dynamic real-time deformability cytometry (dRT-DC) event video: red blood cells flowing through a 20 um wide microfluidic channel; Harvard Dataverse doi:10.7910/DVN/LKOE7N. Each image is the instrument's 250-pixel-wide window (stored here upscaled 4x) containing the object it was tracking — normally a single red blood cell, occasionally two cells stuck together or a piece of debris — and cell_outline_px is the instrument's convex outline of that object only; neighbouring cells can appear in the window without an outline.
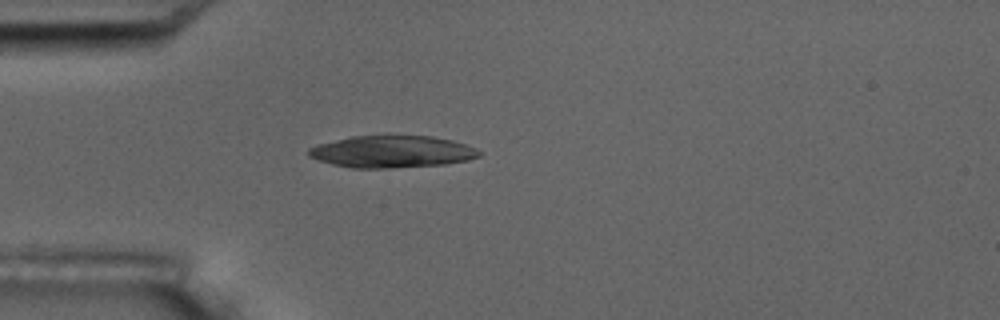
{"species": "common noctule bat (a hibernating species)", "species_latin": "Nyctalus noctula", "temperature_condition": "room temperature", "stored_images_in_passage": 1, "camera_frame_rate_fps": 3000, "um_per_image_px": 0.085, "animal": {"sex": "male", "body_mass_g": 17.5, "forearm_length_mm": 52.3}, "frame": {"image": 1, "passage_image": 1, "time_ms": 0.0, "image_size_px": [1000, 320], "cell_outline_px": [[484, 152], [480, 156], [468, 160], [444, 164], [388, 168], [352, 168], [332, 164], [316, 160], [308, 156], [308, 148], [316, 144], [352, 136], [432, 136], [452, 140], [476, 148]], "centroid_in_image_um": [33.3, 12.89], "position_along_channel_um": 51.7, "area_um2": 31.91}}